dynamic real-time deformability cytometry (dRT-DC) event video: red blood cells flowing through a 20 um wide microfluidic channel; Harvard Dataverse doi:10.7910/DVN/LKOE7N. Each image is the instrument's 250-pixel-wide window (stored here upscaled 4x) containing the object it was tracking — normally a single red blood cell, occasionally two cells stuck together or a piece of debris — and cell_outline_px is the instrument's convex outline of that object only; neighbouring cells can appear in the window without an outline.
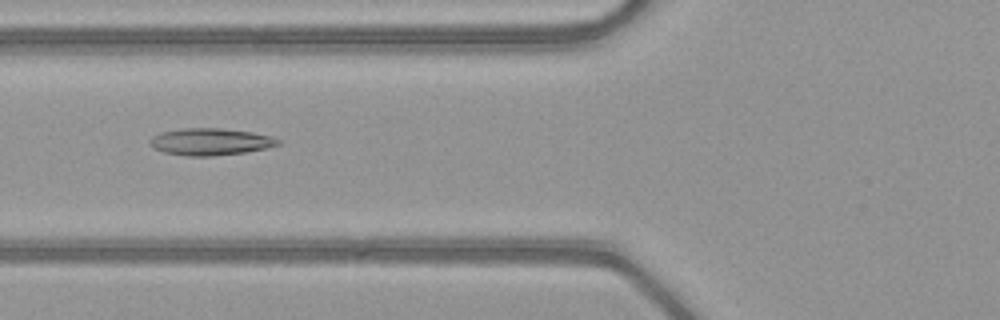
{"species": "common noctule bat (a hibernating species)", "species_latin": "Nyctalus noctula", "temperature_condition": "warm", "stored_images_in_passage": 51, "camera_frame_rate_fps": 3000, "um_per_image_px": 0.085, "animal": {"sex": "female", "body_mass_g": 21.9}, "frame": {"image": 1, "passage_image": 21, "time_ms": 6.667, "image_size_px": [1000, 320], "cell_outline_px": [[280, 144], [264, 148], [244, 152], [212, 156], [188, 156], [164, 152], [152, 148], [148, 140], [152, 136], [160, 132], [184, 128], [220, 128], [252, 132], [272, 136], [280, 140]], "centroid_in_image_um": [17.84, 12.04], "position_along_channel_um": 108.0, "area_um2": 20.11}}
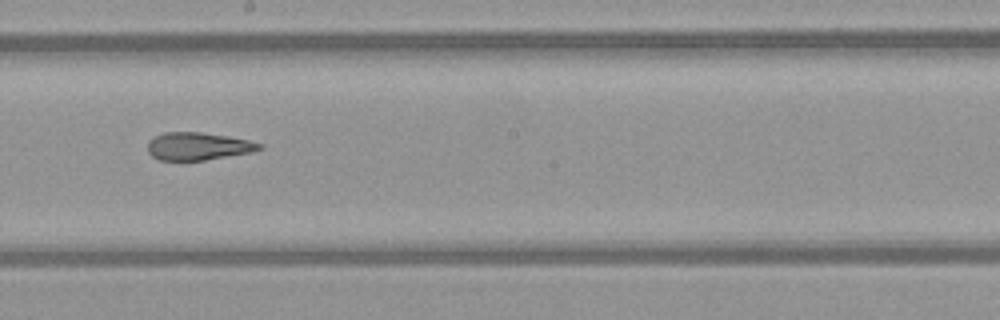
{"frame": {"image": 2, "passage_image": 30, "time_ms": 9.667, "image_size_px": [1000, 320], "cell_outline_px": [[264, 148], [252, 152], [204, 160], [160, 160], [152, 156], [148, 152], [148, 140], [164, 132], [200, 132], [228, 136], [248, 140], [264, 144]], "centroid_in_image_um": [16.85, 12.43], "position_along_channel_um": 231.3, "area_um2": 18.03}}
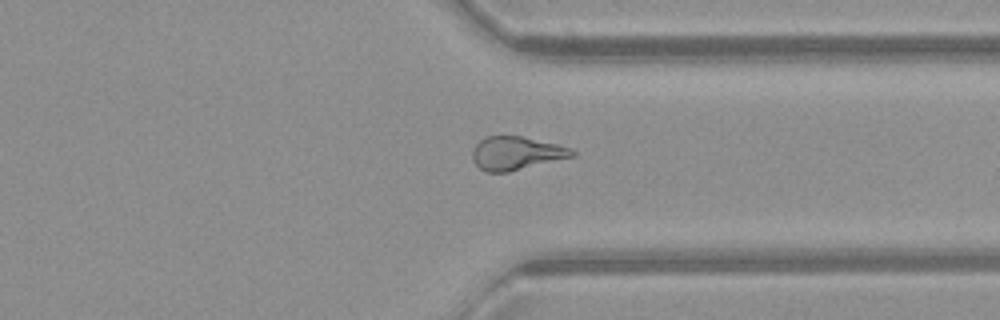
{"frame": {"image": 3, "passage_image": 40, "time_ms": 13.0, "image_size_px": [1000, 320], "cell_outline_px": [[576, 156], [508, 172], [484, 172], [472, 160], [472, 148], [484, 136], [520, 136], [556, 144], [572, 148], [576, 152]], "centroid_in_image_um": [43.87, 13.03], "position_along_channel_um": 367.5, "area_um2": 19.48}, "authors_computed_cell_mechanics": {"area_um2": 20.6924, "velocity_mm_per_s": 4.0931, "shape_relaxation_time_tau1_ms": null, "shape_relaxation_time_tau2_ms": 2.3637, "deformation_change_tau1": null, "deformation_change_tau2": 0.1273}}